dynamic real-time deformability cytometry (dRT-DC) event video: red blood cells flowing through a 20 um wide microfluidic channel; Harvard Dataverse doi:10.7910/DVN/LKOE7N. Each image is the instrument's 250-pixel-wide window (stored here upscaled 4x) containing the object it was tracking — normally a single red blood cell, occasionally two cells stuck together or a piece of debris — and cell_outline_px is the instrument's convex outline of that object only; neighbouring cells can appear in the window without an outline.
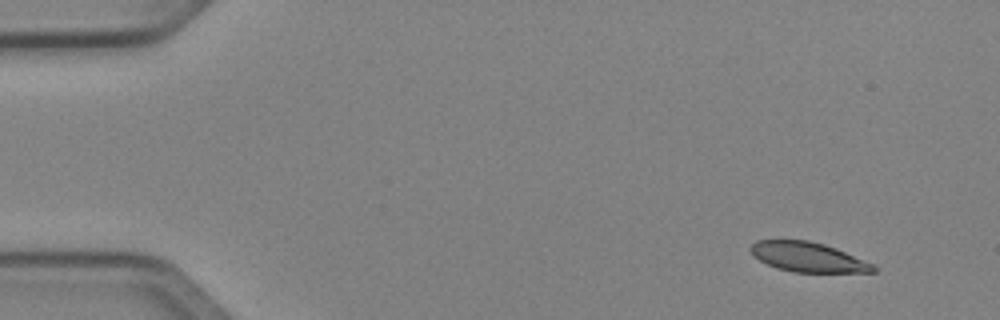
{"species": "Egyptian fruit bat (a non-hibernating species)", "species_latin": "Rousettus aegyptiacus", "temperature_condition": "cold", "stored_images_in_passage": 47, "camera_frame_rate_fps": 3000, "um_per_image_px": 0.085, "animal": {"sex": "female"}, "frame": {"image": 1, "passage_image": 1, "time_ms": 0.0, "image_size_px": [1000, 320], "cell_outline_px": [[880, 268], [876, 272], [792, 272], [776, 268], [760, 260], [748, 248], [756, 240], [808, 240], [824, 244], [836, 248], [872, 264]], "centroid_in_image_um": [68.69, 21.85], "position_along_channel_um": 16.3, "area_um2": 21.1}}
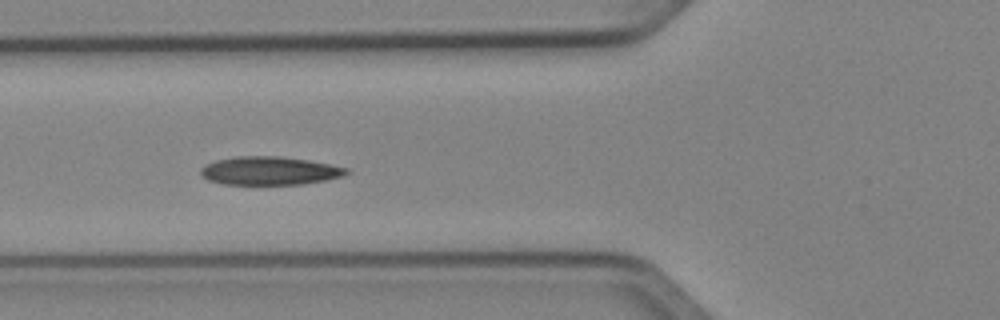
{"frame": {"image": 2, "passage_image": 16, "time_ms": 5.0, "image_size_px": [1000, 320], "cell_outline_px": [[352, 172], [344, 176], [304, 184], [224, 184], [208, 180], [200, 176], [200, 168], [204, 164], [216, 160], [232, 156], [280, 156], [308, 160], [348, 168]], "centroid_in_image_um": [22.89, 14.51], "position_along_channel_um": 102.9, "area_um2": 24.28}}
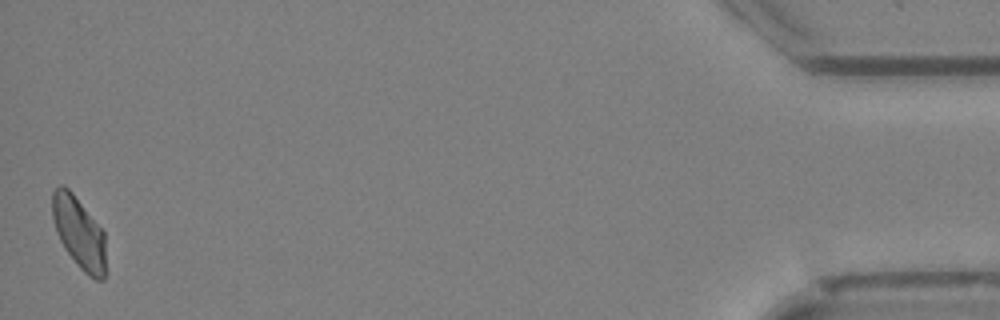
{"frame": {"image": 3, "passage_image": 47, "time_ms": 15.333, "image_size_px": [1000, 320], "cell_outline_px": [[104, 280], [96, 280], [88, 276], [80, 268], [64, 248], [60, 240], [52, 216], [52, 192], [60, 184], [64, 184], [72, 192], [104, 232]], "centroid_in_image_um": [6.69, 19.77], "position_along_channel_um": 428.5, "area_um2": 21.96}, "authors_computed_cell_mechanics": {"area_um2": 23.0044, "velocity_mm_per_s": 4.0303, "shape_relaxation_time_tau1_ms": 7.6175, "shape_relaxation_time_tau2_ms": 4.674, "deformation_change_tau1": 0.1644, "deformation_change_tau2": 0.0877}}